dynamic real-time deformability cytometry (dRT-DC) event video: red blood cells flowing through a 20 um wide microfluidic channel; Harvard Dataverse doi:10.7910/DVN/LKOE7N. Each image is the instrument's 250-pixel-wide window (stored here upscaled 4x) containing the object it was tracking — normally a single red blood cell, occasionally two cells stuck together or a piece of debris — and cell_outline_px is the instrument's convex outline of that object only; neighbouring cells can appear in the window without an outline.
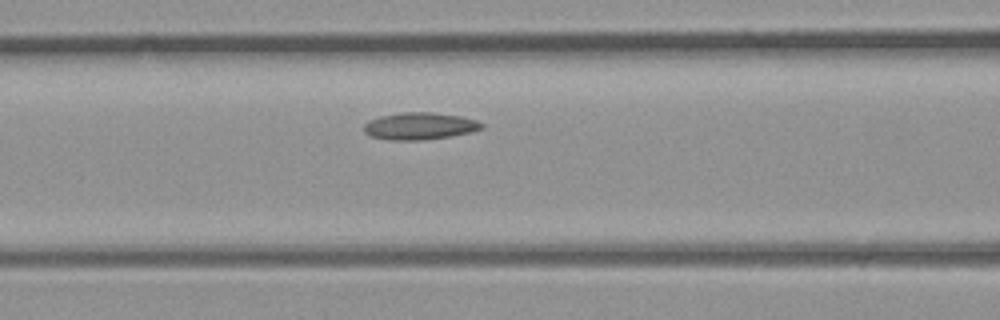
{"species": "common noctule bat (a hibernating species)", "species_latin": "Nyctalus noctula", "temperature_condition": "room temperature", "stored_images_in_passage": 6, "camera_frame_rate_fps": 3000, "um_per_image_px": 0.085, "animal": {"sex": "male", "body_mass_g": 23.1, "forearm_length_mm": 52.7}, "frame": {"image": 1, "passage_image": 6, "time_ms": 1.667, "image_size_px": [1000, 320], "cell_outline_px": [[484, 128], [452, 136], [424, 140], [388, 140], [368, 136], [364, 132], [364, 124], [368, 120], [380, 116], [400, 112], [432, 112], [460, 116], [476, 120], [484, 124]], "centroid_in_image_um": [35.63, 10.72], "position_along_channel_um": 131.0, "area_um2": 18.79}}